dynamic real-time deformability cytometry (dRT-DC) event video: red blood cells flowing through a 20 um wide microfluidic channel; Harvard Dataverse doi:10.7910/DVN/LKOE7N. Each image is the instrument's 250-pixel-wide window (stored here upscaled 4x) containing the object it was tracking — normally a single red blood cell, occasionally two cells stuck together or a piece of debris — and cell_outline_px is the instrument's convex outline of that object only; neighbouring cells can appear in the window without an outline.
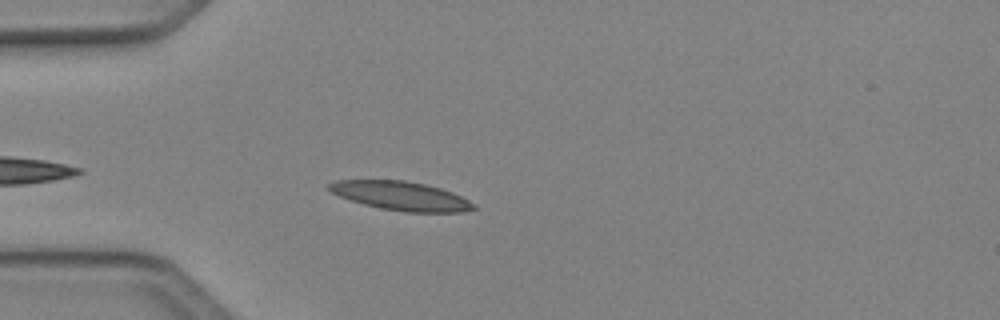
{"species": "Egyptian fruit bat (a non-hibernating species)", "species_latin": "Rousettus aegyptiacus", "temperature_condition": "cold", "stored_images_in_passage": 29, "camera_frame_rate_fps": 3000, "um_per_image_px": 0.085, "animal": {"sex": "female"}, "frame": {"image": 1, "passage_image": 4, "time_ms": 1.0, "image_size_px": [1000, 320], "cell_outline_px": [[476, 208], [460, 212], [408, 212], [380, 208], [364, 204], [340, 196], [332, 192], [328, 188], [328, 184], [336, 180], [404, 180], [424, 184], [440, 188], [452, 192], [468, 200]], "centroid_in_image_um": [34.06, 16.64], "position_along_channel_um": 50.9, "area_um2": 23.93}}
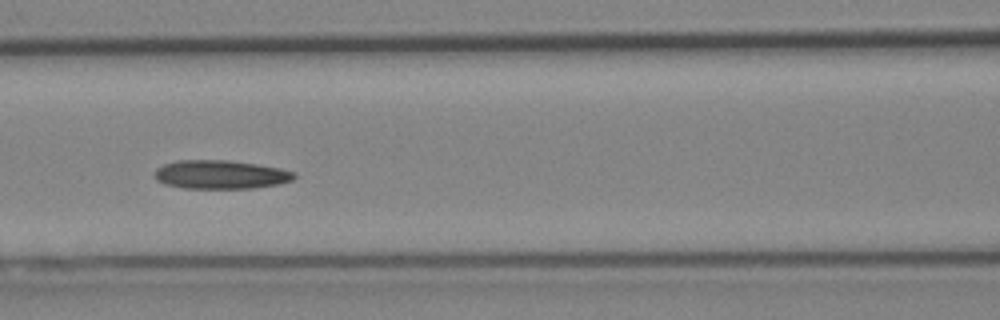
{"frame": {"image": 2, "passage_image": 12, "time_ms": 3.667, "image_size_px": [1000, 320], "cell_outline_px": [[296, 176], [292, 180], [280, 184], [252, 188], [184, 188], [164, 184], [156, 180], [156, 168], [164, 164], [176, 160], [228, 160], [256, 164], [280, 168], [296, 172]], "centroid_in_image_um": [18.76, 14.83], "position_along_channel_um": 147.8, "area_um2": 23.35}}
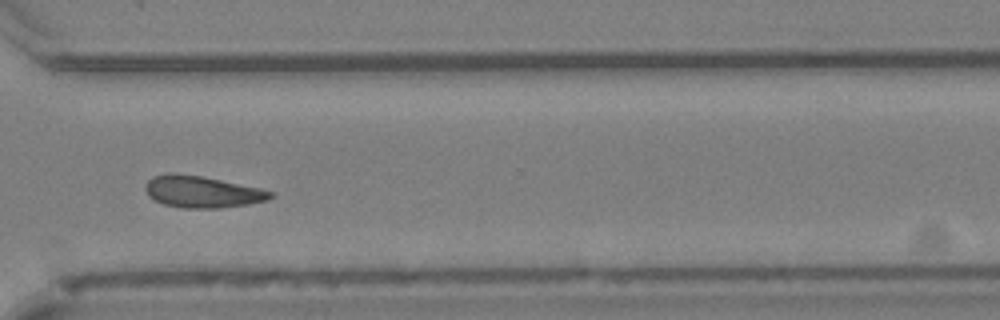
{"frame": {"image": 3, "passage_image": 27, "time_ms": 8.667, "image_size_px": [1000, 320], "cell_outline_px": [[272, 196], [268, 200], [248, 204], [220, 208], [184, 208], [164, 204], [148, 196], [144, 188], [144, 184], [152, 176], [168, 172], [200, 176], [260, 188], [272, 192]], "centroid_in_image_um": [17.13, 16.3], "position_along_channel_um": 353.5, "area_um2": 23.0}}